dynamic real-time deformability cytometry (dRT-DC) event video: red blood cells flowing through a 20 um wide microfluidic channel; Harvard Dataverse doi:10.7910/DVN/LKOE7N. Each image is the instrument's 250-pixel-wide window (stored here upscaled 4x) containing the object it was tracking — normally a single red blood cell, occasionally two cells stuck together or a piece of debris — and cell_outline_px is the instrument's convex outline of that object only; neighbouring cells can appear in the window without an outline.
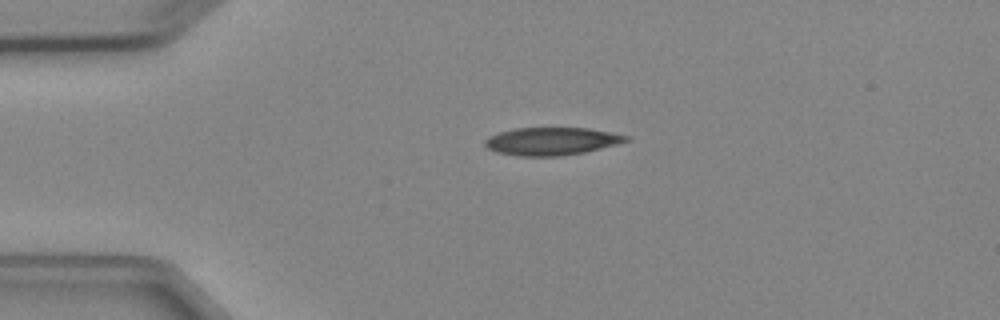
{"species": "Egyptian fruit bat (a non-hibernating species)", "species_latin": "Rousettus aegyptiacus", "temperature_condition": "cold", "stored_images_in_passage": 2, "camera_frame_rate_fps": 3000, "um_per_image_px": 0.085, "animal": {"sex": "female"}, "frame": {"image": 1, "passage_image": 1, "time_ms": 0.0, "image_size_px": [1000, 320], "cell_outline_px": [[632, 136], [628, 140], [616, 144], [584, 152], [560, 156], [520, 156], [496, 152], [488, 148], [484, 144], [484, 140], [488, 136], [500, 132], [516, 128], [588, 128], [612, 132]], "centroid_in_image_um": [46.88, 12.0], "position_along_channel_um": 38.1, "area_um2": 22.77}}